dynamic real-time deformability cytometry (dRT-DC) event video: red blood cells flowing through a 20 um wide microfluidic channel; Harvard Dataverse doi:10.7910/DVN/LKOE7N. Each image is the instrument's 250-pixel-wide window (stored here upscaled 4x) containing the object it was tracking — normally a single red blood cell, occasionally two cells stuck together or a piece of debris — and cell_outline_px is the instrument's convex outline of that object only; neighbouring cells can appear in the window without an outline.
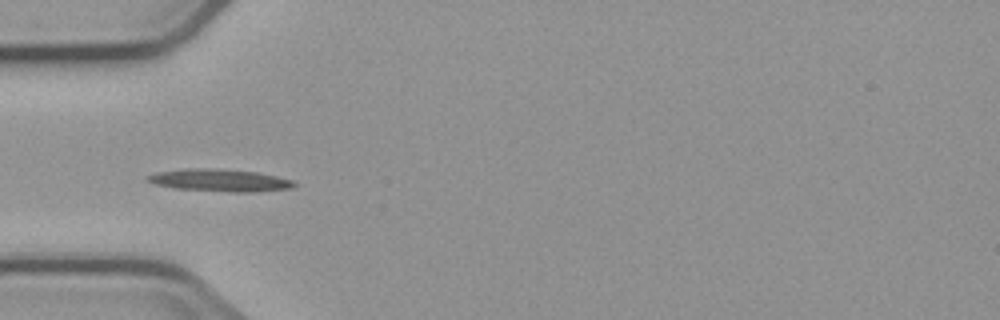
{"species": "common noctule bat (a hibernating species)", "species_latin": "Nyctalus noctula", "temperature_condition": "cold", "stored_images_in_passage": 4, "camera_frame_rate_fps": 3000, "um_per_image_px": 0.085, "animal": {"sex": "male", "body_mass_g": 23.1, "forearm_length_mm": 52.7}, "frame": {"image": 1, "passage_image": 3, "time_ms": 4.667, "image_size_px": [1000, 320], "cell_outline_px": [[300, 184], [292, 188], [256, 192], [232, 192], [176, 188], [156, 184], [148, 180], [144, 176], [156, 172], [184, 168], [216, 168], [256, 172], [276, 176], [292, 180]], "centroid_in_image_um": [18.71, 15.32], "position_along_channel_um": 66.3, "area_um2": 19.19}}
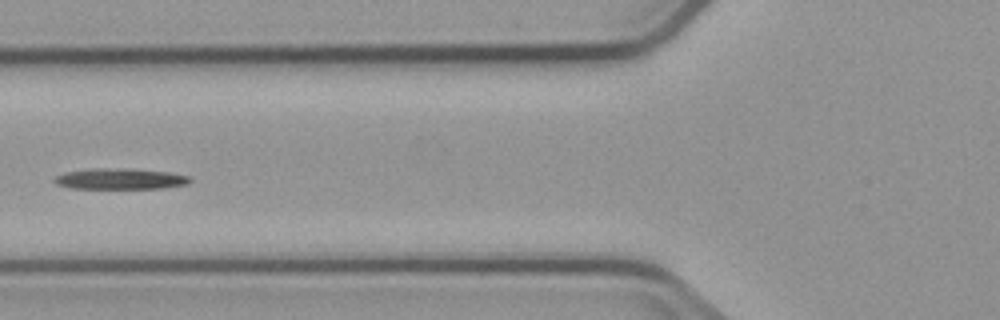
{"frame": {"image": 2, "passage_image": 4, "time_ms": 6.0, "image_size_px": [1000, 320], "cell_outline_px": [[192, 180], [188, 184], [164, 188], [72, 188], [56, 184], [52, 180], [56, 176], [64, 172], [88, 168], [132, 168], [172, 172], [192, 176]], "centroid_in_image_um": [10.26, 15.18], "position_along_channel_um": 115.5, "area_um2": 16.88}}